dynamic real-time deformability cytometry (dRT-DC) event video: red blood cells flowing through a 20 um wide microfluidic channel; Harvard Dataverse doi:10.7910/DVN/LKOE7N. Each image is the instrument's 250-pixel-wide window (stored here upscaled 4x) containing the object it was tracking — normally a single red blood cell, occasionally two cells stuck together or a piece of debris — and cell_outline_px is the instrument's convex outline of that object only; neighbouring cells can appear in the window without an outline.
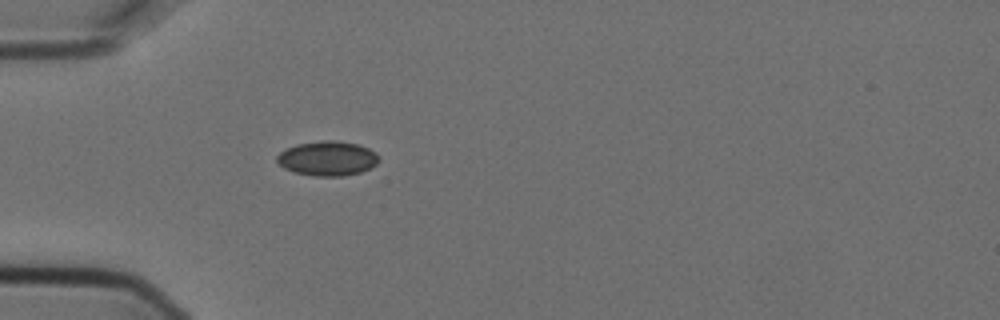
{"species": "Egyptian fruit bat (a non-hibernating species)", "species_latin": "Rousettus aegyptiacus", "temperature_condition": "cold", "stored_images_in_passage": 1, "camera_frame_rate_fps": 3000, "um_per_image_px": 0.085, "animal": {"sex": "female"}, "frame": {"image": 1, "passage_image": 1, "time_ms": 0.0, "image_size_px": [1000, 320], "cell_outline_px": [[380, 160], [376, 164], [360, 172], [344, 176], [312, 176], [292, 172], [284, 168], [276, 160], [276, 156], [280, 152], [296, 144], [324, 140], [332, 140], [360, 144], [376, 152], [380, 156]], "centroid_in_image_um": [27.84, 13.47], "position_along_channel_um": 57.2, "area_um2": 20.69}}